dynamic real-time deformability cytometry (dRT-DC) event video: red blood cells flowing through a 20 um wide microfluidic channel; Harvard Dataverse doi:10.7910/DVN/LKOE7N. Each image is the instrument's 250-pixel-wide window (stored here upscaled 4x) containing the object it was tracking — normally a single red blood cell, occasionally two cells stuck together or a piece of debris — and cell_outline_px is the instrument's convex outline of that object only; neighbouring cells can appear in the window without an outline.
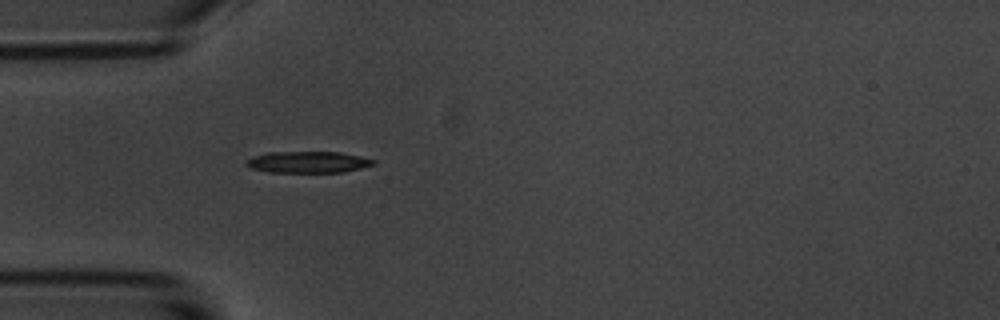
{"species": "common noctule bat (a hibernating species)", "species_latin": "Nyctalus noctula", "temperature_condition": "room temperature", "stored_images_in_passage": 1, "camera_frame_rate_fps": 3000, "um_per_image_px": 0.085, "animal": {"sex": "male", "body_mass_g": 20.1, "forearm_length_mm": 53.5}, "frame": {"image": 1, "passage_image": 1, "time_ms": 0.0, "image_size_px": [1000, 320], "cell_outline_px": [[376, 164], [344, 172], [268, 172], [252, 168], [244, 164], [244, 160], [252, 156], [268, 152], [340, 152], [360, 156], [376, 160]], "centroid_in_image_um": [26.15, 13.77], "position_along_channel_um": 58.8, "area_um2": 16.01}}